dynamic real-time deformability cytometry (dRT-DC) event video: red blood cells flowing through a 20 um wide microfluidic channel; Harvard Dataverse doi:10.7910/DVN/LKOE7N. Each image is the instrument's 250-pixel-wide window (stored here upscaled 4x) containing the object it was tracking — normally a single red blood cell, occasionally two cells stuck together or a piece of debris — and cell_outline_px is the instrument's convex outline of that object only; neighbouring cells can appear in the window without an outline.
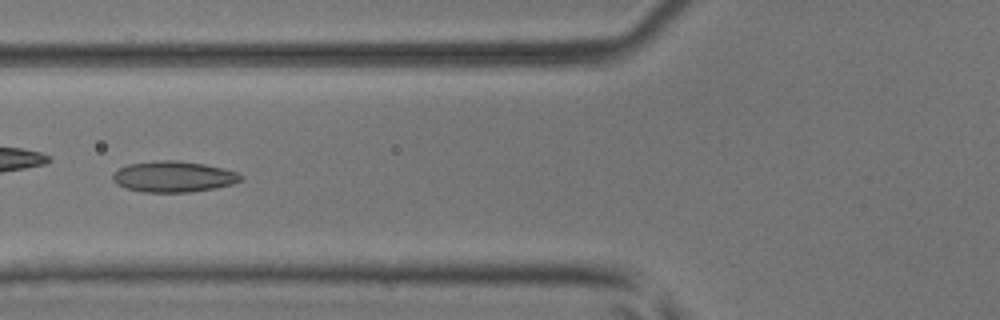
{"species": "common noctule bat (a hibernating species)", "species_latin": "Nyctalus noctula", "temperature_condition": "room temperature", "stored_images_in_passage": 5, "camera_frame_rate_fps": 3000, "um_per_image_px": 0.085, "animal": {"sex": "male", "body_mass_g": 17.9, "forearm_length_mm": 54.2}, "frame": {"image": 1, "passage_image": 5, "time_ms": 1.333, "image_size_px": [1000, 320], "cell_outline_px": [[244, 176], [240, 180], [232, 184], [216, 188], [192, 192], [144, 192], [124, 188], [116, 184], [112, 180], [112, 172], [128, 164], [156, 160], [176, 160], [204, 164], [236, 172]], "centroid_in_image_um": [14.7, 15.02], "position_along_channel_um": 111.1, "area_um2": 23.18}}